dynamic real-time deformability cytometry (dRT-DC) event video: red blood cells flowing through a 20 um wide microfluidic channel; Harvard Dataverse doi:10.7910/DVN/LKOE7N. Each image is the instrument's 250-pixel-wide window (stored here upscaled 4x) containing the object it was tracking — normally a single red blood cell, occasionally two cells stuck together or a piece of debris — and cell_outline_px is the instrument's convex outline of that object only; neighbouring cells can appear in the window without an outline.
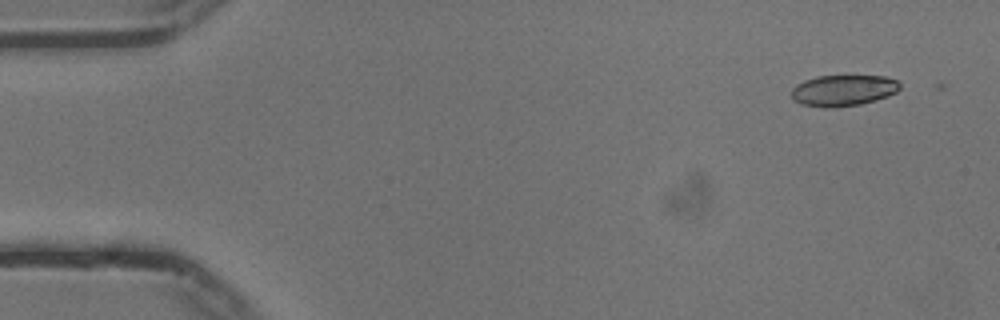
{"species": "common noctule bat (a hibernating species)", "species_latin": "Nyctalus noctula", "temperature_condition": "cold", "stored_images_in_passage": 55, "camera_frame_rate_fps": 3000, "um_per_image_px": 0.085, "animal": {"sex": "male", "body_mass_g": 13.3}, "frame": {"image": 1, "passage_image": 4, "time_ms": 1.0, "image_size_px": [1000, 320], "cell_outline_px": [[900, 88], [896, 92], [888, 96], [876, 100], [860, 104], [804, 104], [796, 100], [792, 96], [792, 88], [796, 84], [804, 80], [816, 76], [884, 76], [896, 80], [900, 84]], "centroid_in_image_um": [71.74, 7.62], "position_along_channel_um": 13.3, "area_um2": 18.67}}
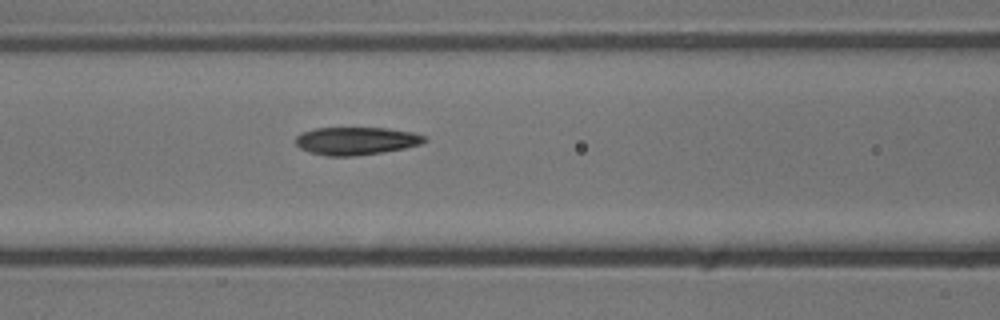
{"frame": {"image": 2, "passage_image": 23, "time_ms": 7.333, "image_size_px": [1000, 320], "cell_outline_px": [[428, 140], [420, 144], [404, 148], [380, 152], [352, 156], [328, 156], [312, 152], [300, 148], [296, 144], [296, 136], [300, 132], [316, 128], [388, 128], [412, 132], [424, 136]], "centroid_in_image_um": [30.26, 11.96], "position_along_channel_um": 136.3, "area_um2": 20.69}}
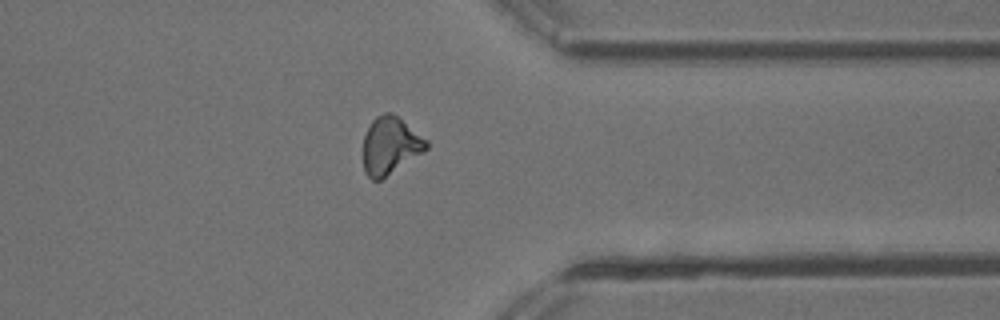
{"frame": {"image": 3, "passage_image": 43, "time_ms": 14.0, "image_size_px": [1000, 320], "cell_outline_px": [[428, 148], [424, 152], [380, 180], [372, 180], [364, 172], [364, 136], [372, 120], [376, 116], [384, 112], [392, 112], [428, 140]], "centroid_in_image_um": [33.18, 12.37], "position_along_channel_um": 378.2, "area_um2": 21.04}, "authors_computed_cell_mechanics": {"area_um2": 20.6924, "velocity_mm_per_s": 3.746, "shape_relaxation_time_tau1_ms": 6.9328, "shape_relaxation_time_tau2_ms": 3.6915, "deformation_change_tau1": 0.1973, "deformation_change_tau2": 0.1127}}